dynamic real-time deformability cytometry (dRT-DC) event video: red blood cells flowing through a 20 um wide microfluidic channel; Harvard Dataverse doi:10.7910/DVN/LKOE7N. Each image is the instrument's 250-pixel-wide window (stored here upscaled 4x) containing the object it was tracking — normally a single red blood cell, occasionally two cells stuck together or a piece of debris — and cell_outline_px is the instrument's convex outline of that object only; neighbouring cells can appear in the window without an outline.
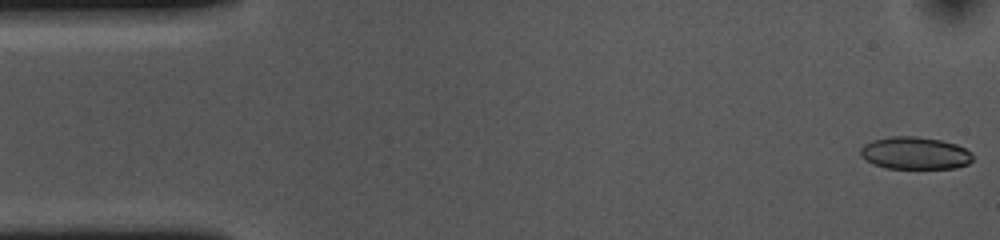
{"species": "common noctule bat (a hibernating species)", "species_latin": "Nyctalus noctula", "temperature_condition": "cold", "stored_images_in_passage": 53, "camera_frame_rate_fps": 3000, "um_per_image_px": 0.085, "animal": {"sex": "female", "body_mass_g": 10.0, "forearm_length_mm": 53.1}, "frame": {"image": 1, "passage_image": 1, "time_ms": 0.0, "image_size_px": [1000, 240], "cell_outline_px": [[972, 160], [968, 164], [956, 168], [888, 168], [872, 164], [860, 156], [860, 148], [864, 144], [872, 140], [892, 136], [916, 136], [940, 140], [956, 144], [972, 152]], "centroid_in_image_um": [77.75, 13.01], "position_along_channel_um": 7.2, "area_um2": 21.27}}
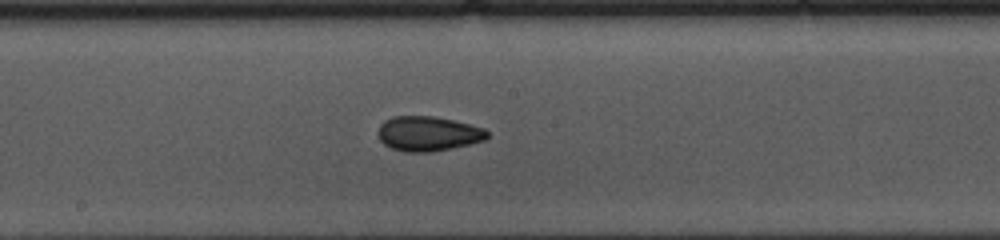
{"frame": {"image": 2, "passage_image": 27, "time_ms": 8.667, "image_size_px": [1000, 240], "cell_outline_px": [[488, 136], [484, 140], [452, 148], [432, 152], [404, 152], [392, 148], [384, 144], [380, 140], [380, 124], [384, 120], [392, 116], [436, 116], [484, 128], [488, 132]], "centroid_in_image_um": [36.38, 11.36], "position_along_channel_um": 211.8, "area_um2": 21.96}}
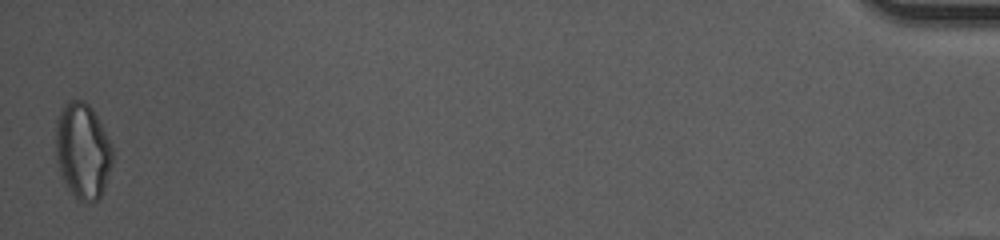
{"frame": {"image": 3, "passage_image": 53, "time_ms": 17.333, "image_size_px": [1000, 240], "cell_outline_px": [[112, 164], [100, 200], [88, 204], [80, 200], [68, 188], [60, 172], [56, 160], [56, 120], [60, 108], [68, 100], [84, 100], [92, 108], [112, 148]], "centroid_in_image_um": [7.01, 12.83], "position_along_channel_um": 428.2, "area_um2": 31.62}, "authors_computed_cell_mechanics": {"area_um2": 21.964, "velocity_mm_per_s": 3.6539, "shape_relaxation_time_tau1_ms": 5.6269, "shape_relaxation_time_tau2_ms": 3.7302, "deformation_change_tau1": 0.0924, "deformation_change_tau2": 0.0765}}